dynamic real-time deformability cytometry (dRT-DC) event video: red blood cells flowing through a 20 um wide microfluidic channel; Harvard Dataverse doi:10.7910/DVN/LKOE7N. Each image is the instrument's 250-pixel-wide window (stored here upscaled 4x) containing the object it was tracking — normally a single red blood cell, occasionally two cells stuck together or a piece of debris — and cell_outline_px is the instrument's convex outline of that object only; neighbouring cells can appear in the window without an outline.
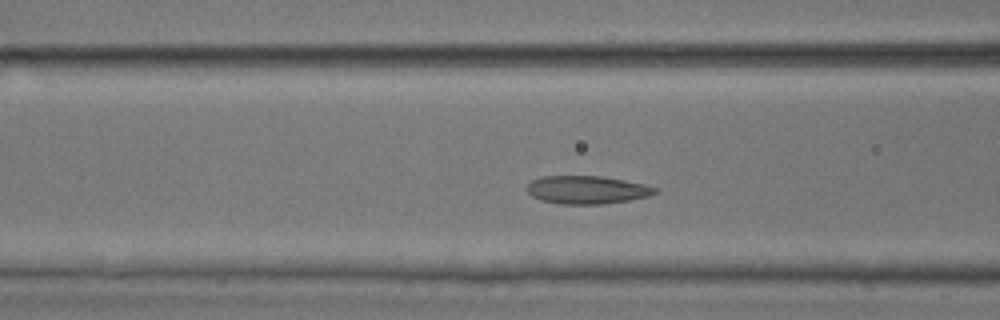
{"species": "common noctule bat (a hibernating species)", "species_latin": "Nyctalus noctula", "temperature_condition": "room temperature", "stored_images_in_passage": 50, "camera_frame_rate_fps": 3000, "um_per_image_px": 0.085, "animal": {"sex": "male", "body_mass_g": 17.9, "forearm_length_mm": 54.2}, "frame": {"image": 1, "passage_image": 17, "time_ms": 5.333, "image_size_px": [1000, 320], "cell_outline_px": [[656, 192], [648, 196], [628, 200], [604, 204], [560, 204], [544, 200], [532, 196], [524, 188], [532, 180], [540, 176], [600, 176], [624, 180], [644, 184], [656, 188]], "centroid_in_image_um": [49.85, 16.13], "position_along_channel_um": 116.8, "area_um2": 20.81}}
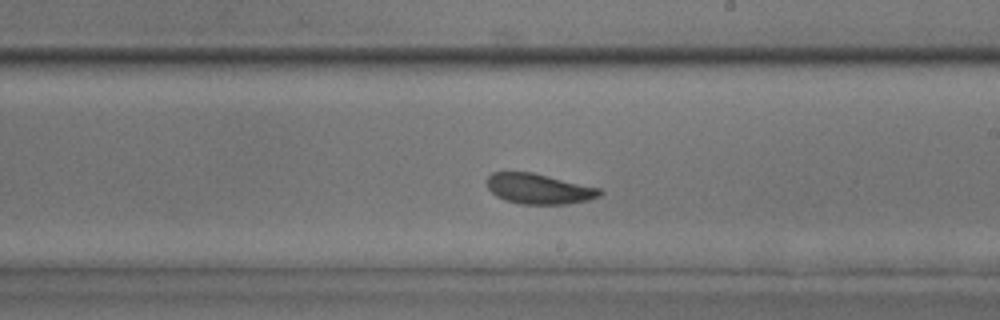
{"frame": {"image": 2, "passage_image": 27, "time_ms": 8.667, "image_size_px": [1000, 320], "cell_outline_px": [[604, 192], [600, 196], [588, 200], [564, 204], [520, 204], [504, 200], [496, 196], [488, 188], [488, 176], [492, 172], [532, 172], [600, 188]], "centroid_in_image_um": [45.81, 16.05], "position_along_channel_um": 243.2, "area_um2": 19.88}}
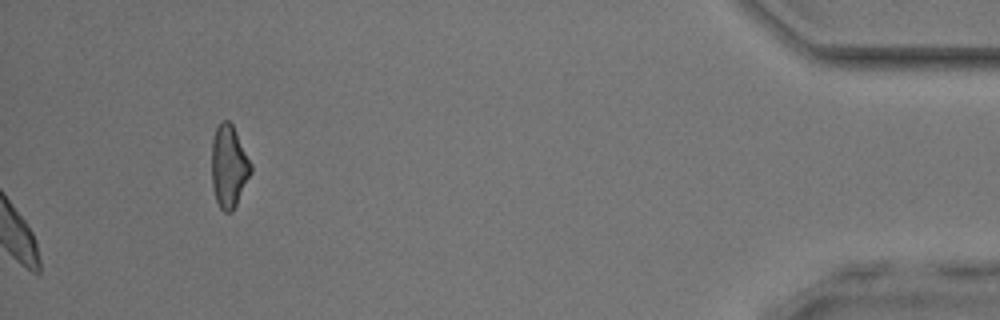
{"frame": {"image": 3, "passage_image": 50, "time_ms": 16.333, "image_size_px": [1000, 320], "cell_outline_px": [[252, 172], [232, 212], [224, 212], [220, 208], [216, 200], [212, 188], [212, 140], [216, 128], [220, 120], [228, 120], [232, 124], [252, 164]], "centroid_in_image_um": [19.45, 14.14], "position_along_channel_um": 415.8, "area_um2": 18.84}, "authors_computed_cell_mechanics": {"area_um2": 20.4901, "velocity_mm_per_s": 3.8257, "shape_relaxation_time_tau1_ms": 2.7758, "shape_relaxation_time_tau2_ms": 2.7163, "deformation_change_tau1": 0.0839, "deformation_change_tau2": 0.0948}}